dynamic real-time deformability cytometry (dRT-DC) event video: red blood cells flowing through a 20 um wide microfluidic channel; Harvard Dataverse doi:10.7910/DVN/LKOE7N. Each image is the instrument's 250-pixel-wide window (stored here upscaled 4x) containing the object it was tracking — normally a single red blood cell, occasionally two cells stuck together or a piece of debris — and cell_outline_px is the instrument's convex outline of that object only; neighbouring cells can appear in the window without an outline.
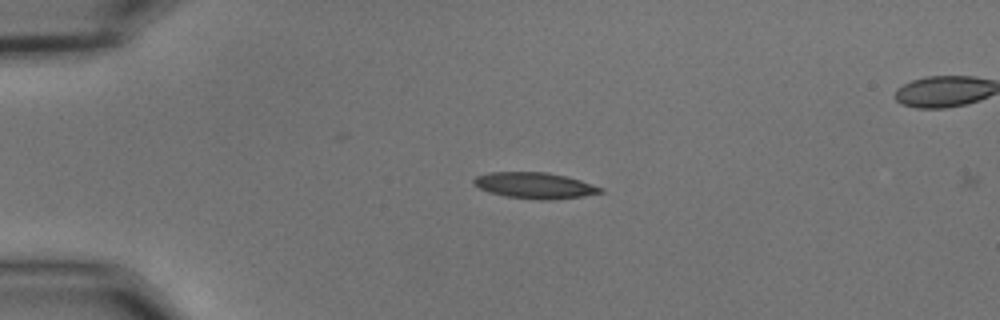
{"species": "common noctule bat (a hibernating species)", "species_latin": "Nyctalus noctula", "temperature_condition": "cold", "stored_images_in_passage": 11, "camera_frame_rate_fps": 3000, "um_per_image_px": 0.085, "animal": {"sex": "male", "body_mass_g": 15.6}, "frame": {"image": 1, "passage_image": 9, "time_ms": 2.667, "image_size_px": [1000, 320], "cell_outline_px": [[604, 192], [584, 196], [552, 200], [540, 200], [504, 196], [488, 192], [472, 184], [472, 180], [476, 176], [488, 172], [548, 172], [580, 180], [604, 188]], "centroid_in_image_um": [45.44, 15.77], "position_along_channel_um": 39.6, "area_um2": 19.42}}